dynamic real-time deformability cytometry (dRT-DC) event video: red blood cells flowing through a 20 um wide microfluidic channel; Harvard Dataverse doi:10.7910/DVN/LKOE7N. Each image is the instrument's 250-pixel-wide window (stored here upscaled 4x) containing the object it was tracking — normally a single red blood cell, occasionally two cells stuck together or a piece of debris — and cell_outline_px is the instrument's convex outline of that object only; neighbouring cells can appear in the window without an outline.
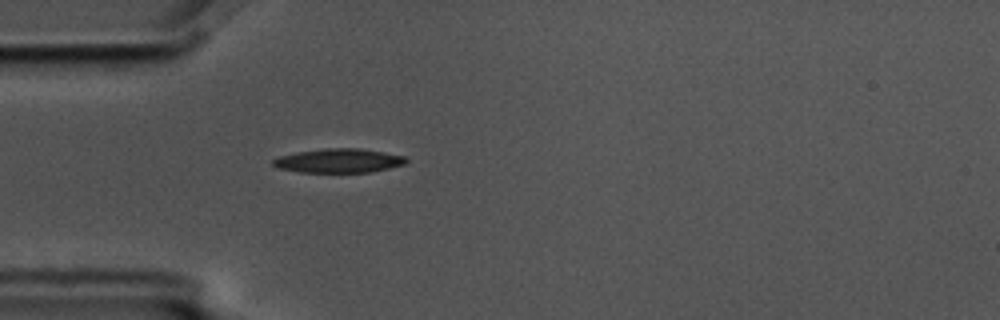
{"species": "common noctule bat (a hibernating species)", "species_latin": "Nyctalus noctula", "temperature_condition": "cold", "stored_images_in_passage": 4, "camera_frame_rate_fps": 3000, "um_per_image_px": 0.085, "animal": {"sex": "male", "body_mass_g": 17.5, "forearm_length_mm": 52.3}, "frame": {"image": 1, "passage_image": 4, "time_ms": 1.0, "image_size_px": [1000, 320], "cell_outline_px": [[408, 160], [404, 164], [372, 172], [300, 172], [276, 168], [272, 164], [272, 160], [280, 156], [296, 152], [324, 148], [360, 148], [408, 156]], "centroid_in_image_um": [28.8, 13.65], "position_along_channel_um": 56.2, "area_um2": 18.79}}